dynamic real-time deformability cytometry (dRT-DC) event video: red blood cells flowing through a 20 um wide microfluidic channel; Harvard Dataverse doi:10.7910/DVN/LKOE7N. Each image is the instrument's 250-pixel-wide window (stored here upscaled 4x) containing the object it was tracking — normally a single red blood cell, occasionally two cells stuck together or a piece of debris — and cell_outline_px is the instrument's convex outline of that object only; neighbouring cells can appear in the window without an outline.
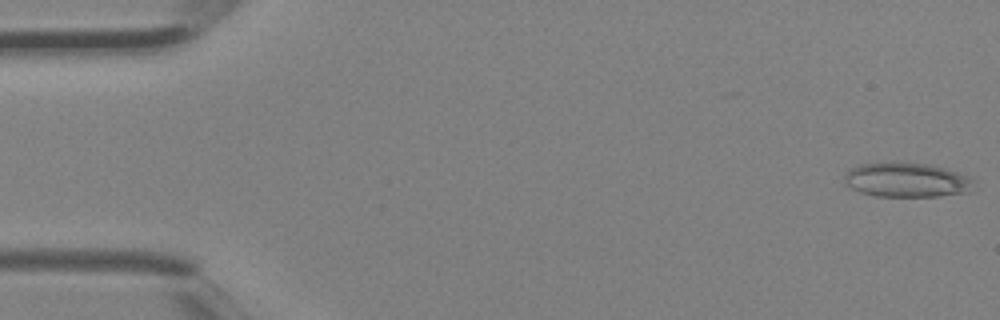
{"species": "Egyptian fruit bat (a non-hibernating species)", "species_latin": "Rousettus aegyptiacus", "temperature_condition": "room temperature", "stored_images_in_passage": 4, "camera_frame_rate_fps": 3000, "um_per_image_px": 0.085, "animal": {"sex": "female"}, "frame": {"image": 1, "passage_image": 1, "time_ms": 0.0, "image_size_px": [1000, 320], "cell_outline_px": [[972, 180], [968, 192], [936, 196], [876, 196], [860, 192], [844, 184], [844, 176], [852, 168], [860, 164], [892, 160], [896, 160], [928, 164], [948, 168], [968, 176]], "centroid_in_image_um": [77.01, 15.26], "position_along_channel_um": 8.0, "area_um2": 26.3}}